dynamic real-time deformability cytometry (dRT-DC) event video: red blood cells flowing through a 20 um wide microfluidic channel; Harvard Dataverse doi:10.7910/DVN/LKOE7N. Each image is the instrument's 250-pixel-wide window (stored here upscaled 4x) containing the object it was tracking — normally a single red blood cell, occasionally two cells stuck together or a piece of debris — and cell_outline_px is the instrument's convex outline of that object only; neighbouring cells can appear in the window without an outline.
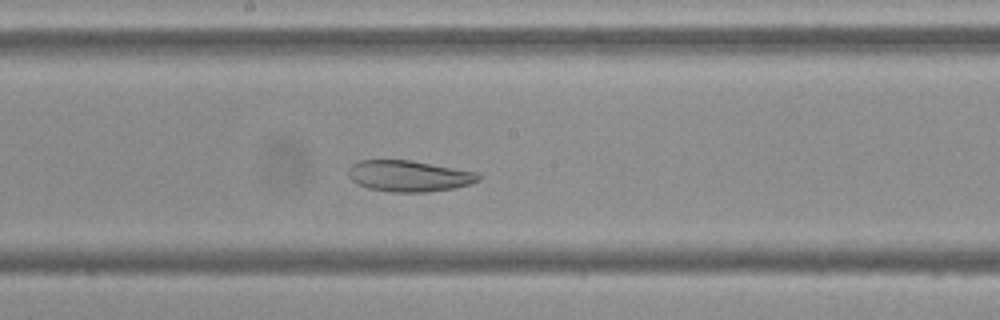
{"species": "Egyptian fruit bat (a non-hibernating species)", "species_latin": "Rousettus aegyptiacus", "temperature_condition": "cold", "stored_images_in_passage": 53, "camera_frame_rate_fps": 3000, "um_per_image_px": 0.085, "frame": {"image": 1, "passage_image": 27, "time_ms": 8.667, "image_size_px": [1000, 320], "cell_outline_px": [[480, 180], [472, 184], [452, 188], [428, 192], [392, 192], [368, 188], [356, 184], [348, 176], [348, 168], [352, 164], [360, 160], [408, 160], [480, 172]], "centroid_in_image_um": [34.77, 14.96], "position_along_channel_um": 213.4, "area_um2": 23.76}}
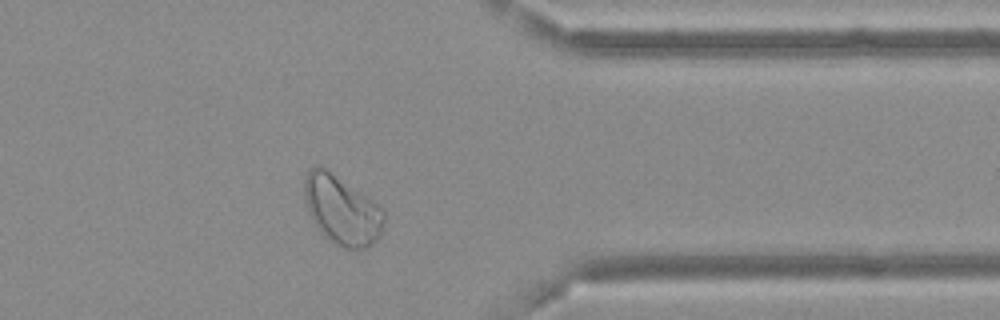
{"frame": {"image": 2, "passage_image": 42, "time_ms": 13.667, "image_size_px": [1000, 320], "cell_outline_px": [[384, 224], [380, 236], [372, 244], [364, 248], [344, 248], [328, 240], [316, 228], [308, 212], [304, 200], [304, 176], [316, 164], [320, 164], [384, 208]], "centroid_in_image_um": [29.04, 17.85], "position_along_channel_um": 382.4, "area_um2": 32.25}}
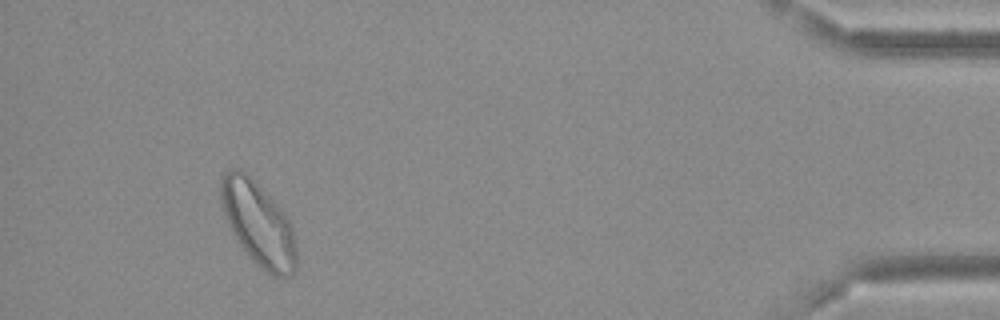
{"frame": {"image": 3, "passage_image": 49, "time_ms": 16.0, "image_size_px": [1000, 320], "cell_outline_px": [[296, 268], [292, 276], [272, 276], [260, 268], [244, 252], [228, 228], [224, 216], [220, 200], [220, 176], [224, 172], [232, 168], [240, 168], [288, 216], [292, 224], [296, 248]], "centroid_in_image_um": [21.92, 19.04], "position_along_channel_um": 413.3, "area_um2": 37.22}}